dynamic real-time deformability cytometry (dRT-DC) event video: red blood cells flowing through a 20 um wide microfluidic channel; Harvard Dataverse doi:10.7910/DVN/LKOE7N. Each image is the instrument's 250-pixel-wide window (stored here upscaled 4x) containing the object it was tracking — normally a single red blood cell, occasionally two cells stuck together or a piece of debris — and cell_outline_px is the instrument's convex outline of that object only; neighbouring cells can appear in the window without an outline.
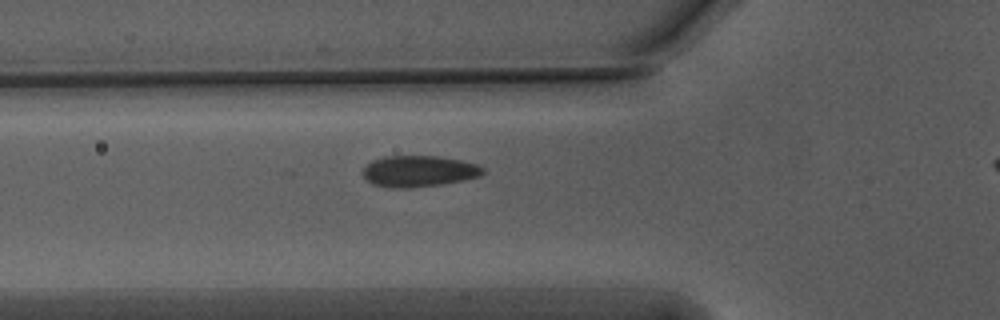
{"species": "Egyptian fruit bat (a non-hibernating species)", "species_latin": "Rousettus aegyptiacus", "temperature_condition": "warm", "stored_images_in_passage": 40, "camera_frame_rate_fps": 3000, "um_per_image_px": 0.085, "animal": {"sex": "male"}, "frame": {"image": 1, "passage_image": 11, "time_ms": 3.333, "image_size_px": [1000, 320], "cell_outline_px": [[484, 172], [480, 176], [464, 180], [440, 184], [412, 188], [392, 188], [372, 184], [360, 172], [372, 160], [384, 156], [436, 156], [460, 160], [476, 164], [484, 168]], "centroid_in_image_um": [35.58, 14.55], "position_along_channel_um": 90.2, "area_um2": 21.85}}
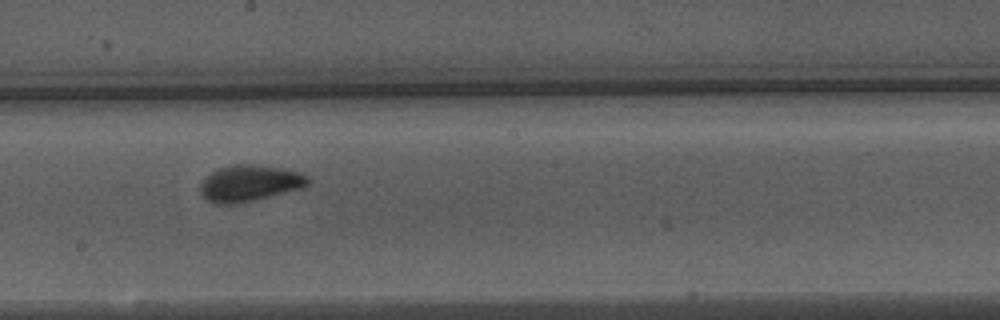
{"frame": {"image": 2, "passage_image": 22, "time_ms": 7.0, "image_size_px": [1000, 320], "cell_outline_px": [[308, 184], [300, 188], [236, 204], [216, 204], [208, 200], [200, 192], [200, 184], [212, 172], [220, 168], [236, 164], [252, 164], [300, 172], [308, 176]], "centroid_in_image_um": [21.18, 15.57], "position_along_channel_um": 227.0, "area_um2": 22.14}}
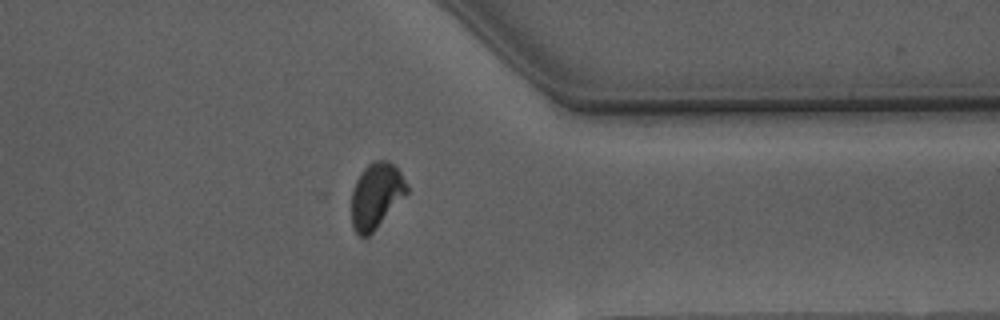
{"frame": {"image": 3, "passage_image": 35, "time_ms": 11.333, "image_size_px": [1000, 320], "cell_outline_px": [[408, 192], [376, 228], [364, 240], [352, 228], [352, 188], [356, 180], [364, 168], [368, 164], [376, 160], [388, 160], [400, 172], [408, 188]], "centroid_in_image_um": [31.95, 16.64], "position_along_channel_um": 379.5, "area_um2": 20.92}, "authors_computed_cell_mechanics": {"area_um2": 21.5016, "velocity_mm_per_s": 3.7242, "shape_relaxation_time_tau1_ms": 3.2144, "shape_relaxation_time_tau2_ms": null, "deformation_change_tau1": 0.1255, "deformation_change_tau2": null}}